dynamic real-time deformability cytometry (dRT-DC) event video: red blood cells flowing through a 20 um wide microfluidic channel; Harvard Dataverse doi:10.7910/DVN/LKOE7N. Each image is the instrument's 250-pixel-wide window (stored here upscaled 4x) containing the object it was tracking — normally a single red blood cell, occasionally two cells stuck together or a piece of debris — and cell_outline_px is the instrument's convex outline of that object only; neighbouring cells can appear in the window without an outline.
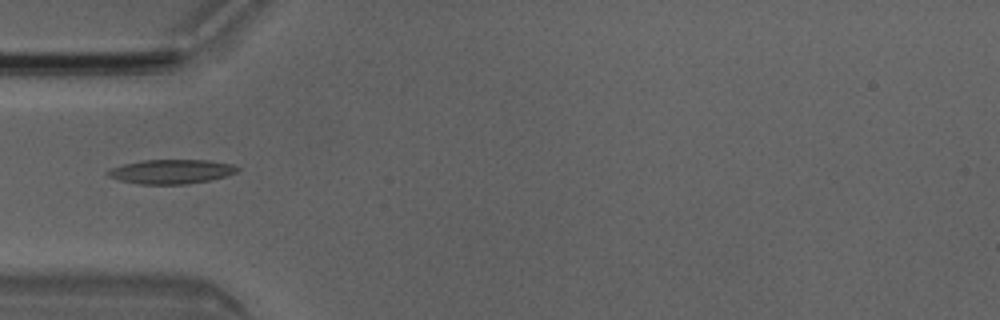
{"species": "Egyptian fruit bat (a non-hibernating species)", "species_latin": "Rousettus aegyptiacus", "temperature_condition": "room temperature", "stored_images_in_passage": 1, "camera_frame_rate_fps": 3000, "um_per_image_px": 0.085, "animal": {"sex": "male"}, "frame": {"image": 1, "passage_image": 1, "time_ms": 0.0, "image_size_px": [1000, 320], "cell_outline_px": [[240, 168], [236, 172], [224, 176], [208, 180], [184, 184], [140, 184], [120, 180], [108, 176], [104, 172], [112, 168], [124, 164], [140, 160], [208, 160], [232, 164]], "centroid_in_image_um": [14.52, 14.57], "position_along_channel_um": 70.5, "area_um2": 18.15}}